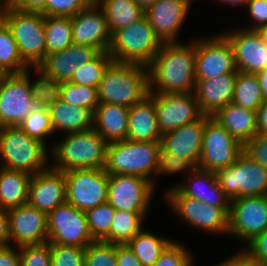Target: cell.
<instances>
[{"instance_id": "cell-1", "label": "cell", "mask_w": 267, "mask_h": 266, "mask_svg": "<svg viewBox=\"0 0 267 266\" xmlns=\"http://www.w3.org/2000/svg\"><path fill=\"white\" fill-rule=\"evenodd\" d=\"M163 43L147 66L150 93H190L195 87V39Z\"/></svg>"}, {"instance_id": "cell-2", "label": "cell", "mask_w": 267, "mask_h": 266, "mask_svg": "<svg viewBox=\"0 0 267 266\" xmlns=\"http://www.w3.org/2000/svg\"><path fill=\"white\" fill-rule=\"evenodd\" d=\"M32 71L37 76L33 82L29 70L7 74L0 81V127L18 126L30 113L46 104L47 89L37 69Z\"/></svg>"}, {"instance_id": "cell-3", "label": "cell", "mask_w": 267, "mask_h": 266, "mask_svg": "<svg viewBox=\"0 0 267 266\" xmlns=\"http://www.w3.org/2000/svg\"><path fill=\"white\" fill-rule=\"evenodd\" d=\"M50 148V167L66 172L105 168L109 143L92 127L69 133Z\"/></svg>"}, {"instance_id": "cell-4", "label": "cell", "mask_w": 267, "mask_h": 266, "mask_svg": "<svg viewBox=\"0 0 267 266\" xmlns=\"http://www.w3.org/2000/svg\"><path fill=\"white\" fill-rule=\"evenodd\" d=\"M99 103L132 107L149 94L148 69L112 61L97 88Z\"/></svg>"}, {"instance_id": "cell-5", "label": "cell", "mask_w": 267, "mask_h": 266, "mask_svg": "<svg viewBox=\"0 0 267 266\" xmlns=\"http://www.w3.org/2000/svg\"><path fill=\"white\" fill-rule=\"evenodd\" d=\"M47 145L18 126L0 127V167L35 175L50 167Z\"/></svg>"}, {"instance_id": "cell-6", "label": "cell", "mask_w": 267, "mask_h": 266, "mask_svg": "<svg viewBox=\"0 0 267 266\" xmlns=\"http://www.w3.org/2000/svg\"><path fill=\"white\" fill-rule=\"evenodd\" d=\"M161 142L122 140L107 148L105 171L108 175H136L150 180L154 186Z\"/></svg>"}, {"instance_id": "cell-7", "label": "cell", "mask_w": 267, "mask_h": 266, "mask_svg": "<svg viewBox=\"0 0 267 266\" xmlns=\"http://www.w3.org/2000/svg\"><path fill=\"white\" fill-rule=\"evenodd\" d=\"M1 19L9 27L24 62L36 69L46 57L45 16L41 12L21 11L4 3Z\"/></svg>"}, {"instance_id": "cell-8", "label": "cell", "mask_w": 267, "mask_h": 266, "mask_svg": "<svg viewBox=\"0 0 267 266\" xmlns=\"http://www.w3.org/2000/svg\"><path fill=\"white\" fill-rule=\"evenodd\" d=\"M162 44L144 16L139 21L116 31L111 37L108 52L115 62L147 67Z\"/></svg>"}, {"instance_id": "cell-9", "label": "cell", "mask_w": 267, "mask_h": 266, "mask_svg": "<svg viewBox=\"0 0 267 266\" xmlns=\"http://www.w3.org/2000/svg\"><path fill=\"white\" fill-rule=\"evenodd\" d=\"M168 207L187 225L216 235L228 234L230 208H218L182 195L175 187L164 193ZM222 233V234H221Z\"/></svg>"}, {"instance_id": "cell-10", "label": "cell", "mask_w": 267, "mask_h": 266, "mask_svg": "<svg viewBox=\"0 0 267 266\" xmlns=\"http://www.w3.org/2000/svg\"><path fill=\"white\" fill-rule=\"evenodd\" d=\"M215 174L230 200L267 195V169L254 162L244 151L233 164Z\"/></svg>"}, {"instance_id": "cell-11", "label": "cell", "mask_w": 267, "mask_h": 266, "mask_svg": "<svg viewBox=\"0 0 267 266\" xmlns=\"http://www.w3.org/2000/svg\"><path fill=\"white\" fill-rule=\"evenodd\" d=\"M244 151L223 126L211 116L205 115V129L198 168L216 173L233 164Z\"/></svg>"}, {"instance_id": "cell-12", "label": "cell", "mask_w": 267, "mask_h": 266, "mask_svg": "<svg viewBox=\"0 0 267 266\" xmlns=\"http://www.w3.org/2000/svg\"><path fill=\"white\" fill-rule=\"evenodd\" d=\"M66 202L87 211L107 202L108 178L104 168L75 169L64 172Z\"/></svg>"}, {"instance_id": "cell-13", "label": "cell", "mask_w": 267, "mask_h": 266, "mask_svg": "<svg viewBox=\"0 0 267 266\" xmlns=\"http://www.w3.org/2000/svg\"><path fill=\"white\" fill-rule=\"evenodd\" d=\"M48 242L87 247L95 241L90 233L86 212L64 202L47 214Z\"/></svg>"}, {"instance_id": "cell-14", "label": "cell", "mask_w": 267, "mask_h": 266, "mask_svg": "<svg viewBox=\"0 0 267 266\" xmlns=\"http://www.w3.org/2000/svg\"><path fill=\"white\" fill-rule=\"evenodd\" d=\"M267 229V195L238 197L230 202L228 234L249 243Z\"/></svg>"}, {"instance_id": "cell-15", "label": "cell", "mask_w": 267, "mask_h": 266, "mask_svg": "<svg viewBox=\"0 0 267 266\" xmlns=\"http://www.w3.org/2000/svg\"><path fill=\"white\" fill-rule=\"evenodd\" d=\"M203 39L195 38V80H205L235 72L233 48L220 32Z\"/></svg>"}, {"instance_id": "cell-16", "label": "cell", "mask_w": 267, "mask_h": 266, "mask_svg": "<svg viewBox=\"0 0 267 266\" xmlns=\"http://www.w3.org/2000/svg\"><path fill=\"white\" fill-rule=\"evenodd\" d=\"M155 188L152 182L136 175H109L107 202L116 210L147 213Z\"/></svg>"}, {"instance_id": "cell-17", "label": "cell", "mask_w": 267, "mask_h": 266, "mask_svg": "<svg viewBox=\"0 0 267 266\" xmlns=\"http://www.w3.org/2000/svg\"><path fill=\"white\" fill-rule=\"evenodd\" d=\"M98 53L91 46L72 43L60 52L47 55L36 68L43 87L52 89L59 83L70 81L79 66L92 60Z\"/></svg>"}, {"instance_id": "cell-18", "label": "cell", "mask_w": 267, "mask_h": 266, "mask_svg": "<svg viewBox=\"0 0 267 266\" xmlns=\"http://www.w3.org/2000/svg\"><path fill=\"white\" fill-rule=\"evenodd\" d=\"M154 101L161 134L200 119L201 112L193 92L178 94H148Z\"/></svg>"}, {"instance_id": "cell-19", "label": "cell", "mask_w": 267, "mask_h": 266, "mask_svg": "<svg viewBox=\"0 0 267 266\" xmlns=\"http://www.w3.org/2000/svg\"><path fill=\"white\" fill-rule=\"evenodd\" d=\"M11 245L43 244L48 242L47 214L28 203L7 210Z\"/></svg>"}, {"instance_id": "cell-20", "label": "cell", "mask_w": 267, "mask_h": 266, "mask_svg": "<svg viewBox=\"0 0 267 266\" xmlns=\"http://www.w3.org/2000/svg\"><path fill=\"white\" fill-rule=\"evenodd\" d=\"M74 44L91 46L99 52L109 51L111 33L104 11L97 3H89L71 17Z\"/></svg>"}, {"instance_id": "cell-21", "label": "cell", "mask_w": 267, "mask_h": 266, "mask_svg": "<svg viewBox=\"0 0 267 266\" xmlns=\"http://www.w3.org/2000/svg\"><path fill=\"white\" fill-rule=\"evenodd\" d=\"M221 33L233 48L237 71L257 74L267 68V46L256 30L229 28Z\"/></svg>"}, {"instance_id": "cell-22", "label": "cell", "mask_w": 267, "mask_h": 266, "mask_svg": "<svg viewBox=\"0 0 267 266\" xmlns=\"http://www.w3.org/2000/svg\"><path fill=\"white\" fill-rule=\"evenodd\" d=\"M190 6L187 0H158L145 10V17L162 43L179 42L177 37Z\"/></svg>"}, {"instance_id": "cell-23", "label": "cell", "mask_w": 267, "mask_h": 266, "mask_svg": "<svg viewBox=\"0 0 267 266\" xmlns=\"http://www.w3.org/2000/svg\"><path fill=\"white\" fill-rule=\"evenodd\" d=\"M204 129L205 115L162 134L161 148L170 156L187 159L197 168L201 156Z\"/></svg>"}, {"instance_id": "cell-24", "label": "cell", "mask_w": 267, "mask_h": 266, "mask_svg": "<svg viewBox=\"0 0 267 266\" xmlns=\"http://www.w3.org/2000/svg\"><path fill=\"white\" fill-rule=\"evenodd\" d=\"M66 202L64 172L51 167L32 175L27 203L48 214L58 205Z\"/></svg>"}, {"instance_id": "cell-25", "label": "cell", "mask_w": 267, "mask_h": 266, "mask_svg": "<svg viewBox=\"0 0 267 266\" xmlns=\"http://www.w3.org/2000/svg\"><path fill=\"white\" fill-rule=\"evenodd\" d=\"M46 106L54 133L65 135L93 127V113L89 109L66 103L52 89H47Z\"/></svg>"}, {"instance_id": "cell-26", "label": "cell", "mask_w": 267, "mask_h": 266, "mask_svg": "<svg viewBox=\"0 0 267 266\" xmlns=\"http://www.w3.org/2000/svg\"><path fill=\"white\" fill-rule=\"evenodd\" d=\"M237 73L236 70L211 79L196 80L193 93L204 115L212 116L233 101Z\"/></svg>"}, {"instance_id": "cell-27", "label": "cell", "mask_w": 267, "mask_h": 266, "mask_svg": "<svg viewBox=\"0 0 267 266\" xmlns=\"http://www.w3.org/2000/svg\"><path fill=\"white\" fill-rule=\"evenodd\" d=\"M187 175L188 181L173 185L182 195L218 208H230L231 200L221 189L214 172L197 167Z\"/></svg>"}, {"instance_id": "cell-28", "label": "cell", "mask_w": 267, "mask_h": 266, "mask_svg": "<svg viewBox=\"0 0 267 266\" xmlns=\"http://www.w3.org/2000/svg\"><path fill=\"white\" fill-rule=\"evenodd\" d=\"M156 109L148 95L129 108L127 140L138 142H161Z\"/></svg>"}, {"instance_id": "cell-29", "label": "cell", "mask_w": 267, "mask_h": 266, "mask_svg": "<svg viewBox=\"0 0 267 266\" xmlns=\"http://www.w3.org/2000/svg\"><path fill=\"white\" fill-rule=\"evenodd\" d=\"M211 117L243 146L257 134V111L231 102Z\"/></svg>"}, {"instance_id": "cell-30", "label": "cell", "mask_w": 267, "mask_h": 266, "mask_svg": "<svg viewBox=\"0 0 267 266\" xmlns=\"http://www.w3.org/2000/svg\"><path fill=\"white\" fill-rule=\"evenodd\" d=\"M129 108L99 103L93 113V128L108 142L127 139Z\"/></svg>"}, {"instance_id": "cell-31", "label": "cell", "mask_w": 267, "mask_h": 266, "mask_svg": "<svg viewBox=\"0 0 267 266\" xmlns=\"http://www.w3.org/2000/svg\"><path fill=\"white\" fill-rule=\"evenodd\" d=\"M32 175L0 167V208L11 209L28 201Z\"/></svg>"}, {"instance_id": "cell-32", "label": "cell", "mask_w": 267, "mask_h": 266, "mask_svg": "<svg viewBox=\"0 0 267 266\" xmlns=\"http://www.w3.org/2000/svg\"><path fill=\"white\" fill-rule=\"evenodd\" d=\"M97 4L104 11L111 35L145 16L134 0H99Z\"/></svg>"}, {"instance_id": "cell-33", "label": "cell", "mask_w": 267, "mask_h": 266, "mask_svg": "<svg viewBox=\"0 0 267 266\" xmlns=\"http://www.w3.org/2000/svg\"><path fill=\"white\" fill-rule=\"evenodd\" d=\"M147 213H132L116 210L109 235L103 240L116 246L128 245L133 237L143 229Z\"/></svg>"}, {"instance_id": "cell-34", "label": "cell", "mask_w": 267, "mask_h": 266, "mask_svg": "<svg viewBox=\"0 0 267 266\" xmlns=\"http://www.w3.org/2000/svg\"><path fill=\"white\" fill-rule=\"evenodd\" d=\"M171 241L170 238L154 234L143 228L133 237L128 246L143 266H153Z\"/></svg>"}, {"instance_id": "cell-35", "label": "cell", "mask_w": 267, "mask_h": 266, "mask_svg": "<svg viewBox=\"0 0 267 266\" xmlns=\"http://www.w3.org/2000/svg\"><path fill=\"white\" fill-rule=\"evenodd\" d=\"M46 56L69 47L72 43L71 17L45 16Z\"/></svg>"}, {"instance_id": "cell-36", "label": "cell", "mask_w": 267, "mask_h": 266, "mask_svg": "<svg viewBox=\"0 0 267 266\" xmlns=\"http://www.w3.org/2000/svg\"><path fill=\"white\" fill-rule=\"evenodd\" d=\"M263 101L257 75L238 71L232 103L245 109L257 111Z\"/></svg>"}, {"instance_id": "cell-37", "label": "cell", "mask_w": 267, "mask_h": 266, "mask_svg": "<svg viewBox=\"0 0 267 266\" xmlns=\"http://www.w3.org/2000/svg\"><path fill=\"white\" fill-rule=\"evenodd\" d=\"M0 66L7 74L32 70L21 58L17 43L2 19H0Z\"/></svg>"}, {"instance_id": "cell-38", "label": "cell", "mask_w": 267, "mask_h": 266, "mask_svg": "<svg viewBox=\"0 0 267 266\" xmlns=\"http://www.w3.org/2000/svg\"><path fill=\"white\" fill-rule=\"evenodd\" d=\"M52 90L66 103L87 108L92 113L99 105L98 91L95 87L65 81L57 84Z\"/></svg>"}, {"instance_id": "cell-39", "label": "cell", "mask_w": 267, "mask_h": 266, "mask_svg": "<svg viewBox=\"0 0 267 266\" xmlns=\"http://www.w3.org/2000/svg\"><path fill=\"white\" fill-rule=\"evenodd\" d=\"M113 61L108 51L99 52L92 60L79 66L70 82L98 88L104 72Z\"/></svg>"}, {"instance_id": "cell-40", "label": "cell", "mask_w": 267, "mask_h": 266, "mask_svg": "<svg viewBox=\"0 0 267 266\" xmlns=\"http://www.w3.org/2000/svg\"><path fill=\"white\" fill-rule=\"evenodd\" d=\"M115 212L108 202L86 211L88 227L95 241H102L109 235Z\"/></svg>"}, {"instance_id": "cell-41", "label": "cell", "mask_w": 267, "mask_h": 266, "mask_svg": "<svg viewBox=\"0 0 267 266\" xmlns=\"http://www.w3.org/2000/svg\"><path fill=\"white\" fill-rule=\"evenodd\" d=\"M18 127L27 135L39 139L46 145V137L54 133L46 104L40 110L30 113Z\"/></svg>"}, {"instance_id": "cell-42", "label": "cell", "mask_w": 267, "mask_h": 266, "mask_svg": "<svg viewBox=\"0 0 267 266\" xmlns=\"http://www.w3.org/2000/svg\"><path fill=\"white\" fill-rule=\"evenodd\" d=\"M84 266H117L116 245L93 241L86 247Z\"/></svg>"}, {"instance_id": "cell-43", "label": "cell", "mask_w": 267, "mask_h": 266, "mask_svg": "<svg viewBox=\"0 0 267 266\" xmlns=\"http://www.w3.org/2000/svg\"><path fill=\"white\" fill-rule=\"evenodd\" d=\"M193 262V255L188 251V247L182 242L172 240L153 266H193Z\"/></svg>"}, {"instance_id": "cell-44", "label": "cell", "mask_w": 267, "mask_h": 266, "mask_svg": "<svg viewBox=\"0 0 267 266\" xmlns=\"http://www.w3.org/2000/svg\"><path fill=\"white\" fill-rule=\"evenodd\" d=\"M86 247L51 244V266H84Z\"/></svg>"}, {"instance_id": "cell-45", "label": "cell", "mask_w": 267, "mask_h": 266, "mask_svg": "<svg viewBox=\"0 0 267 266\" xmlns=\"http://www.w3.org/2000/svg\"><path fill=\"white\" fill-rule=\"evenodd\" d=\"M21 266H51V244L23 245L19 247Z\"/></svg>"}, {"instance_id": "cell-46", "label": "cell", "mask_w": 267, "mask_h": 266, "mask_svg": "<svg viewBox=\"0 0 267 266\" xmlns=\"http://www.w3.org/2000/svg\"><path fill=\"white\" fill-rule=\"evenodd\" d=\"M89 3V0H46L45 7L40 12L44 16L72 17Z\"/></svg>"}, {"instance_id": "cell-47", "label": "cell", "mask_w": 267, "mask_h": 266, "mask_svg": "<svg viewBox=\"0 0 267 266\" xmlns=\"http://www.w3.org/2000/svg\"><path fill=\"white\" fill-rule=\"evenodd\" d=\"M195 167L185 158L168 155L162 148L158 154V164L155 178L160 175H170L178 173L188 174Z\"/></svg>"}, {"instance_id": "cell-48", "label": "cell", "mask_w": 267, "mask_h": 266, "mask_svg": "<svg viewBox=\"0 0 267 266\" xmlns=\"http://www.w3.org/2000/svg\"><path fill=\"white\" fill-rule=\"evenodd\" d=\"M244 152L254 162L267 169V135L256 134L244 145Z\"/></svg>"}, {"instance_id": "cell-49", "label": "cell", "mask_w": 267, "mask_h": 266, "mask_svg": "<svg viewBox=\"0 0 267 266\" xmlns=\"http://www.w3.org/2000/svg\"><path fill=\"white\" fill-rule=\"evenodd\" d=\"M244 8H247L248 16L252 21L249 23V27H243L244 29L257 30L267 25V0H250Z\"/></svg>"}, {"instance_id": "cell-50", "label": "cell", "mask_w": 267, "mask_h": 266, "mask_svg": "<svg viewBox=\"0 0 267 266\" xmlns=\"http://www.w3.org/2000/svg\"><path fill=\"white\" fill-rule=\"evenodd\" d=\"M248 248L243 249L253 260L262 266H267V229L256 236L247 244Z\"/></svg>"}, {"instance_id": "cell-51", "label": "cell", "mask_w": 267, "mask_h": 266, "mask_svg": "<svg viewBox=\"0 0 267 266\" xmlns=\"http://www.w3.org/2000/svg\"><path fill=\"white\" fill-rule=\"evenodd\" d=\"M0 266H21L19 247L13 245L0 247Z\"/></svg>"}, {"instance_id": "cell-52", "label": "cell", "mask_w": 267, "mask_h": 266, "mask_svg": "<svg viewBox=\"0 0 267 266\" xmlns=\"http://www.w3.org/2000/svg\"><path fill=\"white\" fill-rule=\"evenodd\" d=\"M214 266H262L257 261L253 260L243 249L226 258L221 263Z\"/></svg>"}, {"instance_id": "cell-53", "label": "cell", "mask_w": 267, "mask_h": 266, "mask_svg": "<svg viewBox=\"0 0 267 266\" xmlns=\"http://www.w3.org/2000/svg\"><path fill=\"white\" fill-rule=\"evenodd\" d=\"M117 266H143L128 245L116 246Z\"/></svg>"}, {"instance_id": "cell-54", "label": "cell", "mask_w": 267, "mask_h": 266, "mask_svg": "<svg viewBox=\"0 0 267 266\" xmlns=\"http://www.w3.org/2000/svg\"><path fill=\"white\" fill-rule=\"evenodd\" d=\"M46 0H9V4L17 10L40 12Z\"/></svg>"}, {"instance_id": "cell-55", "label": "cell", "mask_w": 267, "mask_h": 266, "mask_svg": "<svg viewBox=\"0 0 267 266\" xmlns=\"http://www.w3.org/2000/svg\"><path fill=\"white\" fill-rule=\"evenodd\" d=\"M8 224L7 210L0 208V247L11 245Z\"/></svg>"}, {"instance_id": "cell-56", "label": "cell", "mask_w": 267, "mask_h": 266, "mask_svg": "<svg viewBox=\"0 0 267 266\" xmlns=\"http://www.w3.org/2000/svg\"><path fill=\"white\" fill-rule=\"evenodd\" d=\"M257 134L267 135V100L257 110Z\"/></svg>"}, {"instance_id": "cell-57", "label": "cell", "mask_w": 267, "mask_h": 266, "mask_svg": "<svg viewBox=\"0 0 267 266\" xmlns=\"http://www.w3.org/2000/svg\"><path fill=\"white\" fill-rule=\"evenodd\" d=\"M256 75L260 82V87H261L263 98L264 100H267V68L264 70H261Z\"/></svg>"}, {"instance_id": "cell-58", "label": "cell", "mask_w": 267, "mask_h": 266, "mask_svg": "<svg viewBox=\"0 0 267 266\" xmlns=\"http://www.w3.org/2000/svg\"><path fill=\"white\" fill-rule=\"evenodd\" d=\"M214 1H216V3H221V4H223L224 3V5H232V7H236V6H238V7H240V6H245L246 7V5H247V3L250 1V0H214Z\"/></svg>"}, {"instance_id": "cell-59", "label": "cell", "mask_w": 267, "mask_h": 266, "mask_svg": "<svg viewBox=\"0 0 267 266\" xmlns=\"http://www.w3.org/2000/svg\"><path fill=\"white\" fill-rule=\"evenodd\" d=\"M144 11L155 4L158 0H134Z\"/></svg>"}, {"instance_id": "cell-60", "label": "cell", "mask_w": 267, "mask_h": 266, "mask_svg": "<svg viewBox=\"0 0 267 266\" xmlns=\"http://www.w3.org/2000/svg\"><path fill=\"white\" fill-rule=\"evenodd\" d=\"M256 31L260 35L263 43L267 46V25L258 28Z\"/></svg>"}, {"instance_id": "cell-61", "label": "cell", "mask_w": 267, "mask_h": 266, "mask_svg": "<svg viewBox=\"0 0 267 266\" xmlns=\"http://www.w3.org/2000/svg\"><path fill=\"white\" fill-rule=\"evenodd\" d=\"M7 75V73L0 66V81Z\"/></svg>"}, {"instance_id": "cell-62", "label": "cell", "mask_w": 267, "mask_h": 266, "mask_svg": "<svg viewBox=\"0 0 267 266\" xmlns=\"http://www.w3.org/2000/svg\"><path fill=\"white\" fill-rule=\"evenodd\" d=\"M2 8H3V3L0 2V19H1Z\"/></svg>"}, {"instance_id": "cell-63", "label": "cell", "mask_w": 267, "mask_h": 266, "mask_svg": "<svg viewBox=\"0 0 267 266\" xmlns=\"http://www.w3.org/2000/svg\"><path fill=\"white\" fill-rule=\"evenodd\" d=\"M0 2L4 4V3H8L9 0H0Z\"/></svg>"}, {"instance_id": "cell-64", "label": "cell", "mask_w": 267, "mask_h": 266, "mask_svg": "<svg viewBox=\"0 0 267 266\" xmlns=\"http://www.w3.org/2000/svg\"><path fill=\"white\" fill-rule=\"evenodd\" d=\"M90 2L97 3L99 0H89Z\"/></svg>"}, {"instance_id": "cell-65", "label": "cell", "mask_w": 267, "mask_h": 266, "mask_svg": "<svg viewBox=\"0 0 267 266\" xmlns=\"http://www.w3.org/2000/svg\"><path fill=\"white\" fill-rule=\"evenodd\" d=\"M190 4L193 2V1H195V0H187Z\"/></svg>"}]
</instances>
